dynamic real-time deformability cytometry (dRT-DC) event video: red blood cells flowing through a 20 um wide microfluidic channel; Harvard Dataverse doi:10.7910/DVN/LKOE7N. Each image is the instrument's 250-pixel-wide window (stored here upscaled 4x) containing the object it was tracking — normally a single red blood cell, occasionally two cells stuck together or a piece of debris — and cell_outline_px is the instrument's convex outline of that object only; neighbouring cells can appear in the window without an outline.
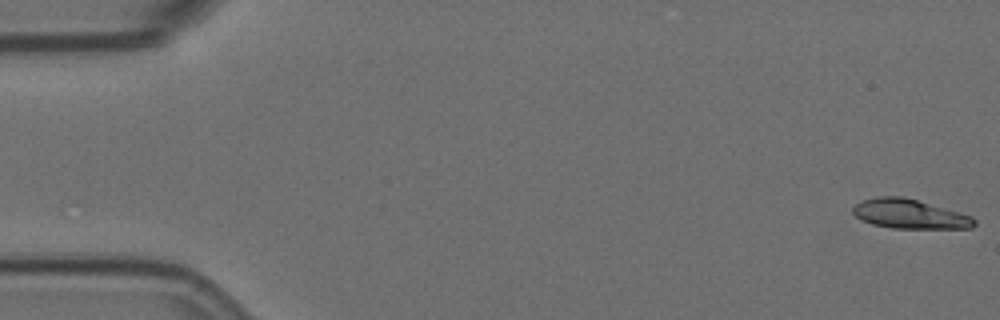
{"species": "Egyptian fruit bat (a non-hibernating species)", "species_latin": "Rousettus aegyptiacus", "temperature_condition": "room temperature", "stored_images_in_passage": 4, "camera_frame_rate_fps": 3000, "um_per_image_px": 0.085, "animal": {"sex": "female"}, "frame": {"image": 1, "passage_image": 1, "time_ms": 0.0, "image_size_px": [1000, 320], "cell_outline_px": [[976, 224], [972, 228], [892, 228], [872, 224], [860, 220], [852, 212], [852, 208], [860, 200], [876, 196], [904, 196], [972, 216], [976, 220]], "centroid_in_image_um": [77.28, 18.18], "position_along_channel_um": 7.7, "area_um2": 20.87}}
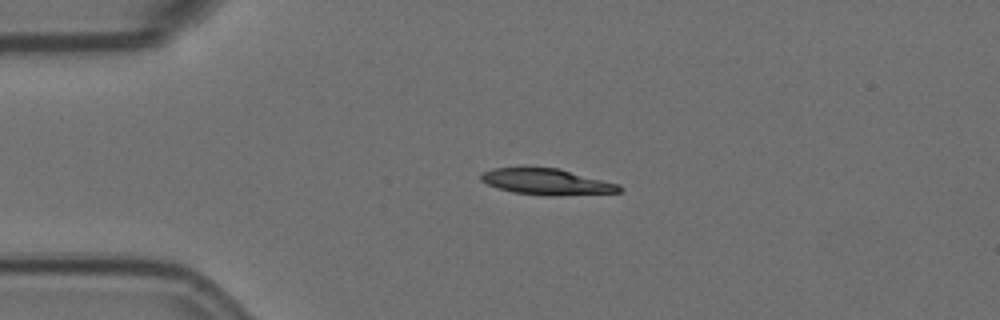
{"frame": {"image": 2, "passage_image": 3, "time_ms": 0.667, "image_size_px": [1000, 320], "cell_outline_px": [[624, 188], [620, 192], [552, 196], [548, 196], [512, 192], [488, 184], [480, 180], [480, 172], [492, 168], [560, 168], [620, 184]], "centroid_in_image_um": [46.5, 15.45], "position_along_channel_um": 38.5, "area_um2": 21.1}}